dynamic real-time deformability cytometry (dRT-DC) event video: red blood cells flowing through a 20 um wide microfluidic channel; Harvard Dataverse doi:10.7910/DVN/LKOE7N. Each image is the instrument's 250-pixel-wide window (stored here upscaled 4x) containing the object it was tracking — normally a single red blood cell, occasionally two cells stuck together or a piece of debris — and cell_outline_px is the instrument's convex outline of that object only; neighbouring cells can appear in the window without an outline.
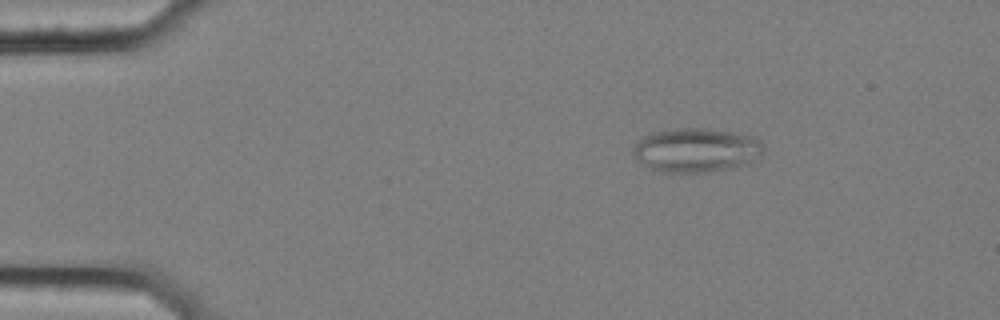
{"species": "common noctule bat (a hibernating species)", "species_latin": "Nyctalus noctula", "temperature_condition": "cold", "stored_images_in_passage": 4, "camera_frame_rate_fps": 3000, "um_per_image_px": 0.085, "animal": {"sex": "female", "body_mass_g": 25.1}, "frame": {"image": 1, "passage_image": 1, "time_ms": 0.0, "image_size_px": [1000, 320], "cell_outline_px": [[764, 152], [760, 160], [748, 164], [704, 172], [652, 172], [632, 156], [632, 148], [636, 140], [652, 132], [676, 128], [704, 128], [740, 132], [756, 136], [764, 144]], "centroid_in_image_um": [59.19, 12.75], "position_along_channel_um": 25.8, "area_um2": 34.56}}